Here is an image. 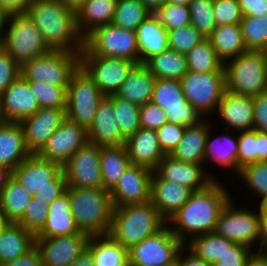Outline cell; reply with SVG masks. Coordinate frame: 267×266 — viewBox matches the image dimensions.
Wrapping results in <instances>:
<instances>
[{"label":"cell","mask_w":267,"mask_h":266,"mask_svg":"<svg viewBox=\"0 0 267 266\" xmlns=\"http://www.w3.org/2000/svg\"><path fill=\"white\" fill-rule=\"evenodd\" d=\"M167 122L166 112L159 105L149 101L140 106L141 128L157 131Z\"/></svg>","instance_id":"cell-55"},{"label":"cell","mask_w":267,"mask_h":266,"mask_svg":"<svg viewBox=\"0 0 267 266\" xmlns=\"http://www.w3.org/2000/svg\"><path fill=\"white\" fill-rule=\"evenodd\" d=\"M205 38V36L190 24L168 31V47L171 50L186 55Z\"/></svg>","instance_id":"cell-48"},{"label":"cell","mask_w":267,"mask_h":266,"mask_svg":"<svg viewBox=\"0 0 267 266\" xmlns=\"http://www.w3.org/2000/svg\"><path fill=\"white\" fill-rule=\"evenodd\" d=\"M7 25L4 34L5 51L20 66L51 51L40 30L26 14L11 15Z\"/></svg>","instance_id":"cell-9"},{"label":"cell","mask_w":267,"mask_h":266,"mask_svg":"<svg viewBox=\"0 0 267 266\" xmlns=\"http://www.w3.org/2000/svg\"><path fill=\"white\" fill-rule=\"evenodd\" d=\"M207 38L224 63L247 51L240 24L218 25Z\"/></svg>","instance_id":"cell-34"},{"label":"cell","mask_w":267,"mask_h":266,"mask_svg":"<svg viewBox=\"0 0 267 266\" xmlns=\"http://www.w3.org/2000/svg\"><path fill=\"white\" fill-rule=\"evenodd\" d=\"M10 15H8L1 7H0V37H4L6 32L7 23ZM6 25V26H5ZM5 30V31H4Z\"/></svg>","instance_id":"cell-70"},{"label":"cell","mask_w":267,"mask_h":266,"mask_svg":"<svg viewBox=\"0 0 267 266\" xmlns=\"http://www.w3.org/2000/svg\"><path fill=\"white\" fill-rule=\"evenodd\" d=\"M7 220L4 217V214L2 213L1 207H0V230L7 224Z\"/></svg>","instance_id":"cell-73"},{"label":"cell","mask_w":267,"mask_h":266,"mask_svg":"<svg viewBox=\"0 0 267 266\" xmlns=\"http://www.w3.org/2000/svg\"><path fill=\"white\" fill-rule=\"evenodd\" d=\"M231 200L221 210L213 232L233 243L252 248L260 238V206L258 211L236 208Z\"/></svg>","instance_id":"cell-11"},{"label":"cell","mask_w":267,"mask_h":266,"mask_svg":"<svg viewBox=\"0 0 267 266\" xmlns=\"http://www.w3.org/2000/svg\"><path fill=\"white\" fill-rule=\"evenodd\" d=\"M213 3L214 0H192L188 5L190 24L206 38L217 26L214 19Z\"/></svg>","instance_id":"cell-46"},{"label":"cell","mask_w":267,"mask_h":266,"mask_svg":"<svg viewBox=\"0 0 267 266\" xmlns=\"http://www.w3.org/2000/svg\"><path fill=\"white\" fill-rule=\"evenodd\" d=\"M267 161V132L256 130V162Z\"/></svg>","instance_id":"cell-65"},{"label":"cell","mask_w":267,"mask_h":266,"mask_svg":"<svg viewBox=\"0 0 267 266\" xmlns=\"http://www.w3.org/2000/svg\"><path fill=\"white\" fill-rule=\"evenodd\" d=\"M185 126L165 123L157 130L158 142L165 155H170L182 139Z\"/></svg>","instance_id":"cell-54"},{"label":"cell","mask_w":267,"mask_h":266,"mask_svg":"<svg viewBox=\"0 0 267 266\" xmlns=\"http://www.w3.org/2000/svg\"><path fill=\"white\" fill-rule=\"evenodd\" d=\"M253 129L267 132V91L253 96Z\"/></svg>","instance_id":"cell-58"},{"label":"cell","mask_w":267,"mask_h":266,"mask_svg":"<svg viewBox=\"0 0 267 266\" xmlns=\"http://www.w3.org/2000/svg\"><path fill=\"white\" fill-rule=\"evenodd\" d=\"M74 217L72 215L66 192L49 204L48 218L42 230L36 237H54L79 233Z\"/></svg>","instance_id":"cell-31"},{"label":"cell","mask_w":267,"mask_h":266,"mask_svg":"<svg viewBox=\"0 0 267 266\" xmlns=\"http://www.w3.org/2000/svg\"><path fill=\"white\" fill-rule=\"evenodd\" d=\"M230 196L218 179L205 189L193 191L189 200L167 220L177 226H170L171 232L183 244L191 236L213 232L219 214L231 199Z\"/></svg>","instance_id":"cell-1"},{"label":"cell","mask_w":267,"mask_h":266,"mask_svg":"<svg viewBox=\"0 0 267 266\" xmlns=\"http://www.w3.org/2000/svg\"><path fill=\"white\" fill-rule=\"evenodd\" d=\"M31 152L25 145L23 129L19 122H0V166L11 172Z\"/></svg>","instance_id":"cell-26"},{"label":"cell","mask_w":267,"mask_h":266,"mask_svg":"<svg viewBox=\"0 0 267 266\" xmlns=\"http://www.w3.org/2000/svg\"><path fill=\"white\" fill-rule=\"evenodd\" d=\"M87 142V130L66 118L36 155L63 167L69 158Z\"/></svg>","instance_id":"cell-17"},{"label":"cell","mask_w":267,"mask_h":266,"mask_svg":"<svg viewBox=\"0 0 267 266\" xmlns=\"http://www.w3.org/2000/svg\"><path fill=\"white\" fill-rule=\"evenodd\" d=\"M66 119V109L39 108L19 123L23 129L25 145L36 154Z\"/></svg>","instance_id":"cell-19"},{"label":"cell","mask_w":267,"mask_h":266,"mask_svg":"<svg viewBox=\"0 0 267 266\" xmlns=\"http://www.w3.org/2000/svg\"><path fill=\"white\" fill-rule=\"evenodd\" d=\"M20 75V65L6 51L0 54V96Z\"/></svg>","instance_id":"cell-57"},{"label":"cell","mask_w":267,"mask_h":266,"mask_svg":"<svg viewBox=\"0 0 267 266\" xmlns=\"http://www.w3.org/2000/svg\"><path fill=\"white\" fill-rule=\"evenodd\" d=\"M242 15L262 17L267 15V0H238Z\"/></svg>","instance_id":"cell-59"},{"label":"cell","mask_w":267,"mask_h":266,"mask_svg":"<svg viewBox=\"0 0 267 266\" xmlns=\"http://www.w3.org/2000/svg\"><path fill=\"white\" fill-rule=\"evenodd\" d=\"M13 178L33 196L44 187H67L63 167L31 154L13 171Z\"/></svg>","instance_id":"cell-14"},{"label":"cell","mask_w":267,"mask_h":266,"mask_svg":"<svg viewBox=\"0 0 267 266\" xmlns=\"http://www.w3.org/2000/svg\"><path fill=\"white\" fill-rule=\"evenodd\" d=\"M155 79L144 64H136L115 95L142 106L152 99Z\"/></svg>","instance_id":"cell-32"},{"label":"cell","mask_w":267,"mask_h":266,"mask_svg":"<svg viewBox=\"0 0 267 266\" xmlns=\"http://www.w3.org/2000/svg\"><path fill=\"white\" fill-rule=\"evenodd\" d=\"M88 142L100 147L124 145L126 136L115 119L113 95H105L99 102L94 120L87 130Z\"/></svg>","instance_id":"cell-22"},{"label":"cell","mask_w":267,"mask_h":266,"mask_svg":"<svg viewBox=\"0 0 267 266\" xmlns=\"http://www.w3.org/2000/svg\"><path fill=\"white\" fill-rule=\"evenodd\" d=\"M117 0H87L75 12L76 26L84 39L94 29L111 24L114 18Z\"/></svg>","instance_id":"cell-30"},{"label":"cell","mask_w":267,"mask_h":266,"mask_svg":"<svg viewBox=\"0 0 267 266\" xmlns=\"http://www.w3.org/2000/svg\"><path fill=\"white\" fill-rule=\"evenodd\" d=\"M188 71L225 72L224 62L219 58L208 38L192 48L186 55Z\"/></svg>","instance_id":"cell-39"},{"label":"cell","mask_w":267,"mask_h":266,"mask_svg":"<svg viewBox=\"0 0 267 266\" xmlns=\"http://www.w3.org/2000/svg\"><path fill=\"white\" fill-rule=\"evenodd\" d=\"M80 65V53L50 51L20 66L21 76L29 82H42L67 87L72 73Z\"/></svg>","instance_id":"cell-7"},{"label":"cell","mask_w":267,"mask_h":266,"mask_svg":"<svg viewBox=\"0 0 267 266\" xmlns=\"http://www.w3.org/2000/svg\"><path fill=\"white\" fill-rule=\"evenodd\" d=\"M33 0H0V7L8 15L25 14L27 7Z\"/></svg>","instance_id":"cell-61"},{"label":"cell","mask_w":267,"mask_h":266,"mask_svg":"<svg viewBox=\"0 0 267 266\" xmlns=\"http://www.w3.org/2000/svg\"><path fill=\"white\" fill-rule=\"evenodd\" d=\"M246 266H267V258L263 254L256 253Z\"/></svg>","instance_id":"cell-68"},{"label":"cell","mask_w":267,"mask_h":266,"mask_svg":"<svg viewBox=\"0 0 267 266\" xmlns=\"http://www.w3.org/2000/svg\"><path fill=\"white\" fill-rule=\"evenodd\" d=\"M40 108L29 81L21 75L0 96V117L6 122H20Z\"/></svg>","instance_id":"cell-20"},{"label":"cell","mask_w":267,"mask_h":266,"mask_svg":"<svg viewBox=\"0 0 267 266\" xmlns=\"http://www.w3.org/2000/svg\"><path fill=\"white\" fill-rule=\"evenodd\" d=\"M212 133L209 128L206 145L205 160H213L220 166L234 169L232 171L238 174V137L223 134L216 138L211 137ZM214 138V139H213Z\"/></svg>","instance_id":"cell-36"},{"label":"cell","mask_w":267,"mask_h":266,"mask_svg":"<svg viewBox=\"0 0 267 266\" xmlns=\"http://www.w3.org/2000/svg\"><path fill=\"white\" fill-rule=\"evenodd\" d=\"M151 101L163 110L175 107H193L185 98L180 80L156 78Z\"/></svg>","instance_id":"cell-40"},{"label":"cell","mask_w":267,"mask_h":266,"mask_svg":"<svg viewBox=\"0 0 267 266\" xmlns=\"http://www.w3.org/2000/svg\"><path fill=\"white\" fill-rule=\"evenodd\" d=\"M171 266H179L176 262L173 264V265H171Z\"/></svg>","instance_id":"cell-76"},{"label":"cell","mask_w":267,"mask_h":266,"mask_svg":"<svg viewBox=\"0 0 267 266\" xmlns=\"http://www.w3.org/2000/svg\"><path fill=\"white\" fill-rule=\"evenodd\" d=\"M253 250L244 244L233 243L224 238V252L212 266H246L257 253Z\"/></svg>","instance_id":"cell-50"},{"label":"cell","mask_w":267,"mask_h":266,"mask_svg":"<svg viewBox=\"0 0 267 266\" xmlns=\"http://www.w3.org/2000/svg\"><path fill=\"white\" fill-rule=\"evenodd\" d=\"M0 266H42L39 251L34 247L27 254Z\"/></svg>","instance_id":"cell-60"},{"label":"cell","mask_w":267,"mask_h":266,"mask_svg":"<svg viewBox=\"0 0 267 266\" xmlns=\"http://www.w3.org/2000/svg\"><path fill=\"white\" fill-rule=\"evenodd\" d=\"M32 197L33 195L11 176L0 196V207L5 219L8 222H17L23 216Z\"/></svg>","instance_id":"cell-38"},{"label":"cell","mask_w":267,"mask_h":266,"mask_svg":"<svg viewBox=\"0 0 267 266\" xmlns=\"http://www.w3.org/2000/svg\"><path fill=\"white\" fill-rule=\"evenodd\" d=\"M5 52L4 37H0V54Z\"/></svg>","instance_id":"cell-74"},{"label":"cell","mask_w":267,"mask_h":266,"mask_svg":"<svg viewBox=\"0 0 267 266\" xmlns=\"http://www.w3.org/2000/svg\"><path fill=\"white\" fill-rule=\"evenodd\" d=\"M144 65L155 78L180 80L188 72L185 54L171 49L152 56Z\"/></svg>","instance_id":"cell-37"},{"label":"cell","mask_w":267,"mask_h":266,"mask_svg":"<svg viewBox=\"0 0 267 266\" xmlns=\"http://www.w3.org/2000/svg\"><path fill=\"white\" fill-rule=\"evenodd\" d=\"M171 225L149 201L113 208L109 234L126 248Z\"/></svg>","instance_id":"cell-3"},{"label":"cell","mask_w":267,"mask_h":266,"mask_svg":"<svg viewBox=\"0 0 267 266\" xmlns=\"http://www.w3.org/2000/svg\"><path fill=\"white\" fill-rule=\"evenodd\" d=\"M146 8L155 14L162 6L167 3V0H140Z\"/></svg>","instance_id":"cell-67"},{"label":"cell","mask_w":267,"mask_h":266,"mask_svg":"<svg viewBox=\"0 0 267 266\" xmlns=\"http://www.w3.org/2000/svg\"><path fill=\"white\" fill-rule=\"evenodd\" d=\"M154 171L162 179L175 182L192 191L205 189L215 180V176L206 173L202 164L176 160L171 155H165Z\"/></svg>","instance_id":"cell-21"},{"label":"cell","mask_w":267,"mask_h":266,"mask_svg":"<svg viewBox=\"0 0 267 266\" xmlns=\"http://www.w3.org/2000/svg\"><path fill=\"white\" fill-rule=\"evenodd\" d=\"M40 108L66 109L67 90L64 87L42 82H29Z\"/></svg>","instance_id":"cell-47"},{"label":"cell","mask_w":267,"mask_h":266,"mask_svg":"<svg viewBox=\"0 0 267 266\" xmlns=\"http://www.w3.org/2000/svg\"><path fill=\"white\" fill-rule=\"evenodd\" d=\"M185 246L196 256L213 265L224 252V238L214 232L200 234L187 240Z\"/></svg>","instance_id":"cell-43"},{"label":"cell","mask_w":267,"mask_h":266,"mask_svg":"<svg viewBox=\"0 0 267 266\" xmlns=\"http://www.w3.org/2000/svg\"><path fill=\"white\" fill-rule=\"evenodd\" d=\"M213 13L217 26L240 24L243 17L238 0H214Z\"/></svg>","instance_id":"cell-52"},{"label":"cell","mask_w":267,"mask_h":266,"mask_svg":"<svg viewBox=\"0 0 267 266\" xmlns=\"http://www.w3.org/2000/svg\"><path fill=\"white\" fill-rule=\"evenodd\" d=\"M49 204L34 196L25 208L23 216L17 221L35 236L42 230L48 218Z\"/></svg>","instance_id":"cell-49"},{"label":"cell","mask_w":267,"mask_h":266,"mask_svg":"<svg viewBox=\"0 0 267 266\" xmlns=\"http://www.w3.org/2000/svg\"><path fill=\"white\" fill-rule=\"evenodd\" d=\"M180 82L186 100L203 118L217 110L226 90L225 72L188 71Z\"/></svg>","instance_id":"cell-10"},{"label":"cell","mask_w":267,"mask_h":266,"mask_svg":"<svg viewBox=\"0 0 267 266\" xmlns=\"http://www.w3.org/2000/svg\"><path fill=\"white\" fill-rule=\"evenodd\" d=\"M89 238L81 231L71 235L35 237V247L42 266H69L87 250Z\"/></svg>","instance_id":"cell-16"},{"label":"cell","mask_w":267,"mask_h":266,"mask_svg":"<svg viewBox=\"0 0 267 266\" xmlns=\"http://www.w3.org/2000/svg\"><path fill=\"white\" fill-rule=\"evenodd\" d=\"M87 251L98 266H128V248L110 234L90 236Z\"/></svg>","instance_id":"cell-33"},{"label":"cell","mask_w":267,"mask_h":266,"mask_svg":"<svg viewBox=\"0 0 267 266\" xmlns=\"http://www.w3.org/2000/svg\"><path fill=\"white\" fill-rule=\"evenodd\" d=\"M167 121L181 126H194L203 120L202 115L194 107L166 108Z\"/></svg>","instance_id":"cell-56"},{"label":"cell","mask_w":267,"mask_h":266,"mask_svg":"<svg viewBox=\"0 0 267 266\" xmlns=\"http://www.w3.org/2000/svg\"><path fill=\"white\" fill-rule=\"evenodd\" d=\"M183 250H187L188 253L185 255L186 257L183 258L182 252ZM176 263L179 266H212L211 264L205 262L203 259L199 258L196 256L193 252H191L187 247L185 248V244L180 248L177 258H176Z\"/></svg>","instance_id":"cell-62"},{"label":"cell","mask_w":267,"mask_h":266,"mask_svg":"<svg viewBox=\"0 0 267 266\" xmlns=\"http://www.w3.org/2000/svg\"><path fill=\"white\" fill-rule=\"evenodd\" d=\"M113 110L122 133L127 137L140 126V106L113 94Z\"/></svg>","instance_id":"cell-44"},{"label":"cell","mask_w":267,"mask_h":266,"mask_svg":"<svg viewBox=\"0 0 267 266\" xmlns=\"http://www.w3.org/2000/svg\"><path fill=\"white\" fill-rule=\"evenodd\" d=\"M66 189L67 187H44L38 190L34 197L37 200L51 204L56 198L64 194Z\"/></svg>","instance_id":"cell-63"},{"label":"cell","mask_w":267,"mask_h":266,"mask_svg":"<svg viewBox=\"0 0 267 266\" xmlns=\"http://www.w3.org/2000/svg\"><path fill=\"white\" fill-rule=\"evenodd\" d=\"M69 266H98L93 261V257L86 250L77 260H74Z\"/></svg>","instance_id":"cell-66"},{"label":"cell","mask_w":267,"mask_h":266,"mask_svg":"<svg viewBox=\"0 0 267 266\" xmlns=\"http://www.w3.org/2000/svg\"><path fill=\"white\" fill-rule=\"evenodd\" d=\"M131 165L124 145L100 148L103 189L111 191Z\"/></svg>","instance_id":"cell-35"},{"label":"cell","mask_w":267,"mask_h":266,"mask_svg":"<svg viewBox=\"0 0 267 266\" xmlns=\"http://www.w3.org/2000/svg\"><path fill=\"white\" fill-rule=\"evenodd\" d=\"M35 237L17 222H7L0 230V265L27 254L35 247Z\"/></svg>","instance_id":"cell-29"},{"label":"cell","mask_w":267,"mask_h":266,"mask_svg":"<svg viewBox=\"0 0 267 266\" xmlns=\"http://www.w3.org/2000/svg\"><path fill=\"white\" fill-rule=\"evenodd\" d=\"M80 65L99 90L109 96L117 93L136 63L123 58L80 55Z\"/></svg>","instance_id":"cell-15"},{"label":"cell","mask_w":267,"mask_h":266,"mask_svg":"<svg viewBox=\"0 0 267 266\" xmlns=\"http://www.w3.org/2000/svg\"><path fill=\"white\" fill-rule=\"evenodd\" d=\"M100 146L87 142L63 166L68 188H103Z\"/></svg>","instance_id":"cell-13"},{"label":"cell","mask_w":267,"mask_h":266,"mask_svg":"<svg viewBox=\"0 0 267 266\" xmlns=\"http://www.w3.org/2000/svg\"><path fill=\"white\" fill-rule=\"evenodd\" d=\"M239 178L259 196L260 205H267V161L248 164L240 169Z\"/></svg>","instance_id":"cell-45"},{"label":"cell","mask_w":267,"mask_h":266,"mask_svg":"<svg viewBox=\"0 0 267 266\" xmlns=\"http://www.w3.org/2000/svg\"><path fill=\"white\" fill-rule=\"evenodd\" d=\"M238 173L244 166L256 163V130L239 131Z\"/></svg>","instance_id":"cell-53"},{"label":"cell","mask_w":267,"mask_h":266,"mask_svg":"<svg viewBox=\"0 0 267 266\" xmlns=\"http://www.w3.org/2000/svg\"><path fill=\"white\" fill-rule=\"evenodd\" d=\"M128 266H148V265H145V264H128Z\"/></svg>","instance_id":"cell-75"},{"label":"cell","mask_w":267,"mask_h":266,"mask_svg":"<svg viewBox=\"0 0 267 266\" xmlns=\"http://www.w3.org/2000/svg\"><path fill=\"white\" fill-rule=\"evenodd\" d=\"M191 2L192 0H167V3L180 4L185 6H188Z\"/></svg>","instance_id":"cell-72"},{"label":"cell","mask_w":267,"mask_h":266,"mask_svg":"<svg viewBox=\"0 0 267 266\" xmlns=\"http://www.w3.org/2000/svg\"><path fill=\"white\" fill-rule=\"evenodd\" d=\"M139 49V64L149 58L165 52L168 47V30L160 23L155 14H150L136 29Z\"/></svg>","instance_id":"cell-27"},{"label":"cell","mask_w":267,"mask_h":266,"mask_svg":"<svg viewBox=\"0 0 267 266\" xmlns=\"http://www.w3.org/2000/svg\"><path fill=\"white\" fill-rule=\"evenodd\" d=\"M263 255L267 258V251Z\"/></svg>","instance_id":"cell-77"},{"label":"cell","mask_w":267,"mask_h":266,"mask_svg":"<svg viewBox=\"0 0 267 266\" xmlns=\"http://www.w3.org/2000/svg\"><path fill=\"white\" fill-rule=\"evenodd\" d=\"M240 28L247 51H263L267 48V15L253 17L244 15Z\"/></svg>","instance_id":"cell-42"},{"label":"cell","mask_w":267,"mask_h":266,"mask_svg":"<svg viewBox=\"0 0 267 266\" xmlns=\"http://www.w3.org/2000/svg\"><path fill=\"white\" fill-rule=\"evenodd\" d=\"M12 176V172L7 168L0 166V196L2 194V190L4 189L6 182Z\"/></svg>","instance_id":"cell-69"},{"label":"cell","mask_w":267,"mask_h":266,"mask_svg":"<svg viewBox=\"0 0 267 266\" xmlns=\"http://www.w3.org/2000/svg\"><path fill=\"white\" fill-rule=\"evenodd\" d=\"M152 173L147 167L131 164L110 191L113 207L149 202Z\"/></svg>","instance_id":"cell-18"},{"label":"cell","mask_w":267,"mask_h":266,"mask_svg":"<svg viewBox=\"0 0 267 266\" xmlns=\"http://www.w3.org/2000/svg\"><path fill=\"white\" fill-rule=\"evenodd\" d=\"M258 254H264L267 251V205L260 206V238L258 241Z\"/></svg>","instance_id":"cell-64"},{"label":"cell","mask_w":267,"mask_h":266,"mask_svg":"<svg viewBox=\"0 0 267 266\" xmlns=\"http://www.w3.org/2000/svg\"><path fill=\"white\" fill-rule=\"evenodd\" d=\"M80 55L123 58L139 64L136 31L112 23L98 27L83 39Z\"/></svg>","instance_id":"cell-6"},{"label":"cell","mask_w":267,"mask_h":266,"mask_svg":"<svg viewBox=\"0 0 267 266\" xmlns=\"http://www.w3.org/2000/svg\"><path fill=\"white\" fill-rule=\"evenodd\" d=\"M183 245L166 225L156 234L146 237L128 249V264L171 266L176 262L178 252Z\"/></svg>","instance_id":"cell-12"},{"label":"cell","mask_w":267,"mask_h":266,"mask_svg":"<svg viewBox=\"0 0 267 266\" xmlns=\"http://www.w3.org/2000/svg\"><path fill=\"white\" fill-rule=\"evenodd\" d=\"M210 125L204 118L194 126L185 127L181 141L170 155L183 162L204 164L205 145Z\"/></svg>","instance_id":"cell-28"},{"label":"cell","mask_w":267,"mask_h":266,"mask_svg":"<svg viewBox=\"0 0 267 266\" xmlns=\"http://www.w3.org/2000/svg\"><path fill=\"white\" fill-rule=\"evenodd\" d=\"M150 14L151 12L140 0H117L112 24L136 31Z\"/></svg>","instance_id":"cell-41"},{"label":"cell","mask_w":267,"mask_h":266,"mask_svg":"<svg viewBox=\"0 0 267 266\" xmlns=\"http://www.w3.org/2000/svg\"><path fill=\"white\" fill-rule=\"evenodd\" d=\"M25 14L51 51H82L83 38L77 30L75 12L61 0H33Z\"/></svg>","instance_id":"cell-2"},{"label":"cell","mask_w":267,"mask_h":266,"mask_svg":"<svg viewBox=\"0 0 267 266\" xmlns=\"http://www.w3.org/2000/svg\"><path fill=\"white\" fill-rule=\"evenodd\" d=\"M104 96L93 78L79 65L72 73L67 87L66 118L88 130Z\"/></svg>","instance_id":"cell-8"},{"label":"cell","mask_w":267,"mask_h":266,"mask_svg":"<svg viewBox=\"0 0 267 266\" xmlns=\"http://www.w3.org/2000/svg\"><path fill=\"white\" fill-rule=\"evenodd\" d=\"M217 111L226 126L237 131L253 129V99L251 96L236 94L225 90Z\"/></svg>","instance_id":"cell-25"},{"label":"cell","mask_w":267,"mask_h":266,"mask_svg":"<svg viewBox=\"0 0 267 266\" xmlns=\"http://www.w3.org/2000/svg\"><path fill=\"white\" fill-rule=\"evenodd\" d=\"M68 8L76 12L87 0H61Z\"/></svg>","instance_id":"cell-71"},{"label":"cell","mask_w":267,"mask_h":266,"mask_svg":"<svg viewBox=\"0 0 267 266\" xmlns=\"http://www.w3.org/2000/svg\"><path fill=\"white\" fill-rule=\"evenodd\" d=\"M125 149L131 164L147 167L154 171L165 156L156 130L139 128L126 137Z\"/></svg>","instance_id":"cell-23"},{"label":"cell","mask_w":267,"mask_h":266,"mask_svg":"<svg viewBox=\"0 0 267 266\" xmlns=\"http://www.w3.org/2000/svg\"><path fill=\"white\" fill-rule=\"evenodd\" d=\"M193 191L162 179L155 171L151 176L150 202L166 219H170L188 200Z\"/></svg>","instance_id":"cell-24"},{"label":"cell","mask_w":267,"mask_h":266,"mask_svg":"<svg viewBox=\"0 0 267 266\" xmlns=\"http://www.w3.org/2000/svg\"><path fill=\"white\" fill-rule=\"evenodd\" d=\"M228 61L224 63L226 90L251 97L267 91L265 52L246 51Z\"/></svg>","instance_id":"cell-5"},{"label":"cell","mask_w":267,"mask_h":266,"mask_svg":"<svg viewBox=\"0 0 267 266\" xmlns=\"http://www.w3.org/2000/svg\"><path fill=\"white\" fill-rule=\"evenodd\" d=\"M155 15L168 31L190 25L191 22L189 7L180 4L166 3Z\"/></svg>","instance_id":"cell-51"},{"label":"cell","mask_w":267,"mask_h":266,"mask_svg":"<svg viewBox=\"0 0 267 266\" xmlns=\"http://www.w3.org/2000/svg\"><path fill=\"white\" fill-rule=\"evenodd\" d=\"M70 209L79 230L89 236L109 234L113 204L103 188H68Z\"/></svg>","instance_id":"cell-4"}]
</instances>
